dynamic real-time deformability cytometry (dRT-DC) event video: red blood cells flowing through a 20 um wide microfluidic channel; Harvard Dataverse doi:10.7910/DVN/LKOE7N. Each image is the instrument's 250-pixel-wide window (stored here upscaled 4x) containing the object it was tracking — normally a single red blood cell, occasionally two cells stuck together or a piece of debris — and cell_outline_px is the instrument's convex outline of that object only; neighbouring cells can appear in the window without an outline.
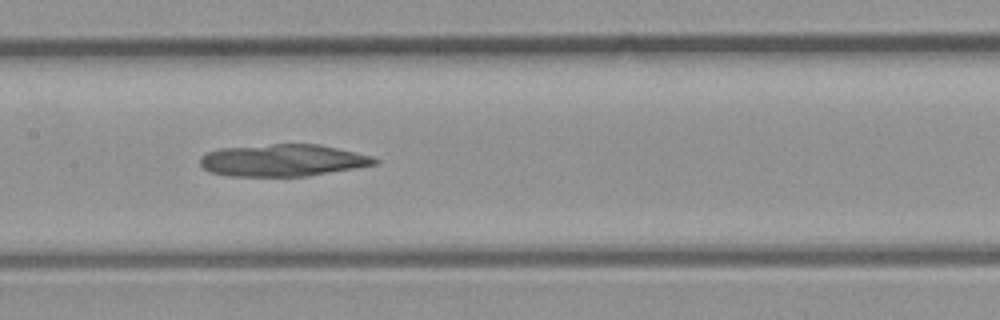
{"species": "common noctule bat (a hibernating species)", "species_latin": "Nyctalus noctula", "temperature_condition": "room temperature", "stored_images_in_passage": 30, "camera_frame_rate_fps": 3000, "um_per_image_px": 0.085, "animal": {"sex": "male", "body_mass_g": 23.1, "forearm_length_mm": 52.7}, "frame": {"image": 1, "passage_image": 15, "time_ms": 4.667, "image_size_px": [1000, 320], "cell_outline_px": [[380, 160], [376, 164], [308, 176], [228, 176], [208, 172], [200, 164], [200, 156], [208, 152], [220, 148], [272, 144], [320, 144], [356, 152], [372, 156]], "centroid_in_image_um": [24.02, 13.62], "position_along_channel_um": 183.4, "area_um2": 32.66}}
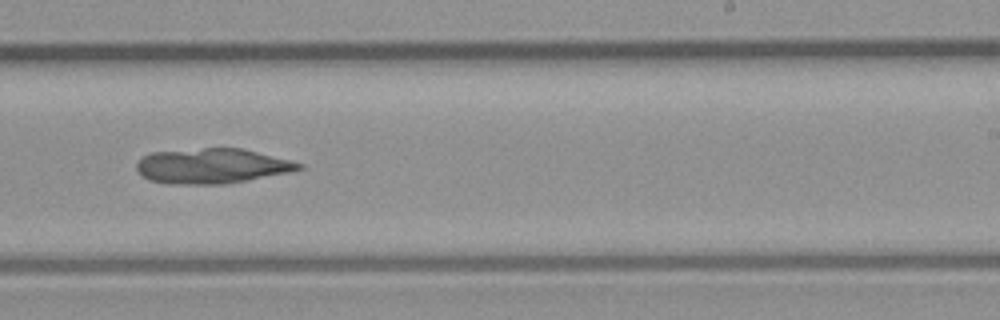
{"frame": {"image": 2, "passage_image": 20, "time_ms": 6.333, "image_size_px": [1000, 320], "cell_outline_px": [[304, 168], [288, 172], [248, 180], [224, 184], [168, 184], [148, 180], [136, 168], [136, 164], [144, 156], [152, 152], [204, 148], [240, 148], [304, 164]], "centroid_in_image_um": [17.99, 14.12], "position_along_channel_um": 271.0, "area_um2": 32.77}}
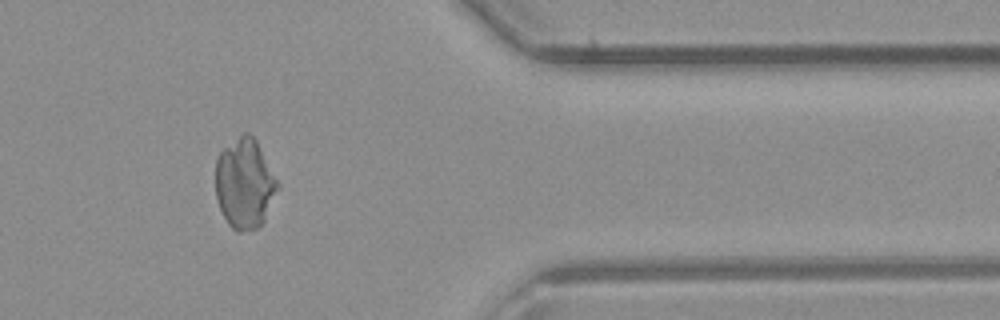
{"frame": {"image": 3, "passage_image": 28, "time_ms": 9.0, "image_size_px": [1000, 320], "cell_outline_px": [[280, 188], [264, 220], [256, 228], [240, 232], [236, 232], [228, 224], [220, 208], [216, 196], [216, 160], [220, 152], [224, 148], [244, 132], [248, 132], [256, 140], [280, 184]], "centroid_in_image_um": [20.81, 15.61], "position_along_channel_um": 390.6, "area_um2": 32.48}}